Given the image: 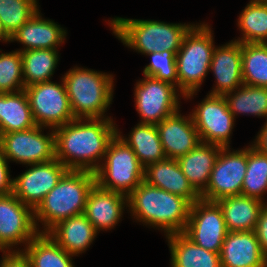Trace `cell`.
Instances as JSON below:
<instances>
[{"mask_svg":"<svg viewBox=\"0 0 267 267\" xmlns=\"http://www.w3.org/2000/svg\"><path fill=\"white\" fill-rule=\"evenodd\" d=\"M113 118H75L56 127L55 158L68 170L95 172L117 134Z\"/></svg>","mask_w":267,"mask_h":267,"instance_id":"6da1fadb","label":"cell"},{"mask_svg":"<svg viewBox=\"0 0 267 267\" xmlns=\"http://www.w3.org/2000/svg\"><path fill=\"white\" fill-rule=\"evenodd\" d=\"M127 206L137 222L164 231V235L184 232L191 203L182 196L143 181L127 197Z\"/></svg>","mask_w":267,"mask_h":267,"instance_id":"7a4b0ae2","label":"cell"},{"mask_svg":"<svg viewBox=\"0 0 267 267\" xmlns=\"http://www.w3.org/2000/svg\"><path fill=\"white\" fill-rule=\"evenodd\" d=\"M95 184L94 172L68 170L34 210L38 232L48 233L59 222L84 214L89 192Z\"/></svg>","mask_w":267,"mask_h":267,"instance_id":"3957f363","label":"cell"},{"mask_svg":"<svg viewBox=\"0 0 267 267\" xmlns=\"http://www.w3.org/2000/svg\"><path fill=\"white\" fill-rule=\"evenodd\" d=\"M108 22L123 45L143 55L163 50L177 54L185 34L194 25L123 17H114Z\"/></svg>","mask_w":267,"mask_h":267,"instance_id":"277c9868","label":"cell"},{"mask_svg":"<svg viewBox=\"0 0 267 267\" xmlns=\"http://www.w3.org/2000/svg\"><path fill=\"white\" fill-rule=\"evenodd\" d=\"M113 74L75 66L63 76L74 118H111L105 112L113 101Z\"/></svg>","mask_w":267,"mask_h":267,"instance_id":"5b68a950","label":"cell"},{"mask_svg":"<svg viewBox=\"0 0 267 267\" xmlns=\"http://www.w3.org/2000/svg\"><path fill=\"white\" fill-rule=\"evenodd\" d=\"M195 24L185 34L176 54L178 90L184 95L185 100L197 95L210 72L212 55L216 47L211 26L205 22Z\"/></svg>","mask_w":267,"mask_h":267,"instance_id":"8992f818","label":"cell"},{"mask_svg":"<svg viewBox=\"0 0 267 267\" xmlns=\"http://www.w3.org/2000/svg\"><path fill=\"white\" fill-rule=\"evenodd\" d=\"M94 173L100 188L127 197L144 181V167L118 134L109 143L103 161Z\"/></svg>","mask_w":267,"mask_h":267,"instance_id":"52a82bcc","label":"cell"},{"mask_svg":"<svg viewBox=\"0 0 267 267\" xmlns=\"http://www.w3.org/2000/svg\"><path fill=\"white\" fill-rule=\"evenodd\" d=\"M134 89V106L140 123H160L180 110V98H184L177 87L146 75L136 82Z\"/></svg>","mask_w":267,"mask_h":267,"instance_id":"ba28073f","label":"cell"},{"mask_svg":"<svg viewBox=\"0 0 267 267\" xmlns=\"http://www.w3.org/2000/svg\"><path fill=\"white\" fill-rule=\"evenodd\" d=\"M39 82L24 88L37 126L55 129L74 118L63 80Z\"/></svg>","mask_w":267,"mask_h":267,"instance_id":"9c48e42d","label":"cell"},{"mask_svg":"<svg viewBox=\"0 0 267 267\" xmlns=\"http://www.w3.org/2000/svg\"><path fill=\"white\" fill-rule=\"evenodd\" d=\"M47 127L34 126L24 131L0 134V148L8 161L23 165L44 163L55 159V132Z\"/></svg>","mask_w":267,"mask_h":267,"instance_id":"30bf717a","label":"cell"},{"mask_svg":"<svg viewBox=\"0 0 267 267\" xmlns=\"http://www.w3.org/2000/svg\"><path fill=\"white\" fill-rule=\"evenodd\" d=\"M222 147L213 166L206 189L201 199L216 202L222 198L241 195L247 170V147L232 150Z\"/></svg>","mask_w":267,"mask_h":267,"instance_id":"8fae6325","label":"cell"},{"mask_svg":"<svg viewBox=\"0 0 267 267\" xmlns=\"http://www.w3.org/2000/svg\"><path fill=\"white\" fill-rule=\"evenodd\" d=\"M190 115L201 142L230 147L236 119L229 111L223 95L207 93Z\"/></svg>","mask_w":267,"mask_h":267,"instance_id":"7c38bea8","label":"cell"},{"mask_svg":"<svg viewBox=\"0 0 267 267\" xmlns=\"http://www.w3.org/2000/svg\"><path fill=\"white\" fill-rule=\"evenodd\" d=\"M38 233L34 210L31 207L25 205L13 193L0 196L1 252L19 251L20 248H17L19 244L20 246L24 244L25 248Z\"/></svg>","mask_w":267,"mask_h":267,"instance_id":"4fadbf2b","label":"cell"},{"mask_svg":"<svg viewBox=\"0 0 267 267\" xmlns=\"http://www.w3.org/2000/svg\"><path fill=\"white\" fill-rule=\"evenodd\" d=\"M183 233L198 246L220 254L228 233L220 206L203 199L195 201Z\"/></svg>","mask_w":267,"mask_h":267,"instance_id":"5bb4252c","label":"cell"},{"mask_svg":"<svg viewBox=\"0 0 267 267\" xmlns=\"http://www.w3.org/2000/svg\"><path fill=\"white\" fill-rule=\"evenodd\" d=\"M27 166L29 169L14 178L13 194L35 210L68 169L56 158Z\"/></svg>","mask_w":267,"mask_h":267,"instance_id":"9a60e30c","label":"cell"},{"mask_svg":"<svg viewBox=\"0 0 267 267\" xmlns=\"http://www.w3.org/2000/svg\"><path fill=\"white\" fill-rule=\"evenodd\" d=\"M242 43L231 40L222 46H216L209 71L215 76V86L209 92L212 95H224L243 84Z\"/></svg>","mask_w":267,"mask_h":267,"instance_id":"2e32d148","label":"cell"},{"mask_svg":"<svg viewBox=\"0 0 267 267\" xmlns=\"http://www.w3.org/2000/svg\"><path fill=\"white\" fill-rule=\"evenodd\" d=\"M156 127L166 158L177 160L201 142L190 113L185 116L179 110Z\"/></svg>","mask_w":267,"mask_h":267,"instance_id":"e0dca14e","label":"cell"},{"mask_svg":"<svg viewBox=\"0 0 267 267\" xmlns=\"http://www.w3.org/2000/svg\"><path fill=\"white\" fill-rule=\"evenodd\" d=\"M127 207V196L102 189L95 184L89 192L84 215L99 233L114 229Z\"/></svg>","mask_w":267,"mask_h":267,"instance_id":"ac0fdd59","label":"cell"},{"mask_svg":"<svg viewBox=\"0 0 267 267\" xmlns=\"http://www.w3.org/2000/svg\"><path fill=\"white\" fill-rule=\"evenodd\" d=\"M221 267H267L254 231L228 232L220 251Z\"/></svg>","mask_w":267,"mask_h":267,"instance_id":"d6986e66","label":"cell"},{"mask_svg":"<svg viewBox=\"0 0 267 267\" xmlns=\"http://www.w3.org/2000/svg\"><path fill=\"white\" fill-rule=\"evenodd\" d=\"M38 10L10 37V42H20V52L33 49H58L67 37V31L51 19L42 17Z\"/></svg>","mask_w":267,"mask_h":267,"instance_id":"ffe728a7","label":"cell"},{"mask_svg":"<svg viewBox=\"0 0 267 267\" xmlns=\"http://www.w3.org/2000/svg\"><path fill=\"white\" fill-rule=\"evenodd\" d=\"M144 181L151 186L182 196L191 204L201 199V195L187 180L176 159L166 158L147 165L144 168Z\"/></svg>","mask_w":267,"mask_h":267,"instance_id":"44dd1931","label":"cell"},{"mask_svg":"<svg viewBox=\"0 0 267 267\" xmlns=\"http://www.w3.org/2000/svg\"><path fill=\"white\" fill-rule=\"evenodd\" d=\"M48 234L60 247L73 256L87 251L98 235L84 214L59 222Z\"/></svg>","mask_w":267,"mask_h":267,"instance_id":"7402d4cb","label":"cell"},{"mask_svg":"<svg viewBox=\"0 0 267 267\" xmlns=\"http://www.w3.org/2000/svg\"><path fill=\"white\" fill-rule=\"evenodd\" d=\"M221 146L200 142L177 162L193 188L201 194L207 187Z\"/></svg>","mask_w":267,"mask_h":267,"instance_id":"603a6c76","label":"cell"},{"mask_svg":"<svg viewBox=\"0 0 267 267\" xmlns=\"http://www.w3.org/2000/svg\"><path fill=\"white\" fill-rule=\"evenodd\" d=\"M220 206L228 232L254 231L261 209L266 204L243 195L222 198Z\"/></svg>","mask_w":267,"mask_h":267,"instance_id":"cb8c5ba5","label":"cell"},{"mask_svg":"<svg viewBox=\"0 0 267 267\" xmlns=\"http://www.w3.org/2000/svg\"><path fill=\"white\" fill-rule=\"evenodd\" d=\"M170 251V267H221L220 254L208 251L183 232L165 237Z\"/></svg>","mask_w":267,"mask_h":267,"instance_id":"d4e9b609","label":"cell"},{"mask_svg":"<svg viewBox=\"0 0 267 267\" xmlns=\"http://www.w3.org/2000/svg\"><path fill=\"white\" fill-rule=\"evenodd\" d=\"M36 126L24 90L0 93V134L24 131Z\"/></svg>","mask_w":267,"mask_h":267,"instance_id":"484cf974","label":"cell"},{"mask_svg":"<svg viewBox=\"0 0 267 267\" xmlns=\"http://www.w3.org/2000/svg\"><path fill=\"white\" fill-rule=\"evenodd\" d=\"M117 129V134L132 148L139 162L145 168L151 163L166 159L156 125L138 123L132 128L128 137Z\"/></svg>","mask_w":267,"mask_h":267,"instance_id":"4316f807","label":"cell"},{"mask_svg":"<svg viewBox=\"0 0 267 267\" xmlns=\"http://www.w3.org/2000/svg\"><path fill=\"white\" fill-rule=\"evenodd\" d=\"M31 267H75L73 258L48 233H38L25 248L19 250Z\"/></svg>","mask_w":267,"mask_h":267,"instance_id":"83f0119b","label":"cell"},{"mask_svg":"<svg viewBox=\"0 0 267 267\" xmlns=\"http://www.w3.org/2000/svg\"><path fill=\"white\" fill-rule=\"evenodd\" d=\"M229 111L237 115H253L267 120V87L242 84L239 88L223 95Z\"/></svg>","mask_w":267,"mask_h":267,"instance_id":"f1b7e54d","label":"cell"},{"mask_svg":"<svg viewBox=\"0 0 267 267\" xmlns=\"http://www.w3.org/2000/svg\"><path fill=\"white\" fill-rule=\"evenodd\" d=\"M59 49H33L20 52L25 87L52 80L59 62Z\"/></svg>","mask_w":267,"mask_h":267,"instance_id":"f546056e","label":"cell"},{"mask_svg":"<svg viewBox=\"0 0 267 267\" xmlns=\"http://www.w3.org/2000/svg\"><path fill=\"white\" fill-rule=\"evenodd\" d=\"M240 43H267V1L250 0L237 19Z\"/></svg>","mask_w":267,"mask_h":267,"instance_id":"4dcf8cb0","label":"cell"},{"mask_svg":"<svg viewBox=\"0 0 267 267\" xmlns=\"http://www.w3.org/2000/svg\"><path fill=\"white\" fill-rule=\"evenodd\" d=\"M243 84L267 87V43H242Z\"/></svg>","mask_w":267,"mask_h":267,"instance_id":"1f68e13d","label":"cell"},{"mask_svg":"<svg viewBox=\"0 0 267 267\" xmlns=\"http://www.w3.org/2000/svg\"><path fill=\"white\" fill-rule=\"evenodd\" d=\"M267 155L251 145L247 146V170L242 184L241 195L259 199L267 204Z\"/></svg>","mask_w":267,"mask_h":267,"instance_id":"d6a6232c","label":"cell"},{"mask_svg":"<svg viewBox=\"0 0 267 267\" xmlns=\"http://www.w3.org/2000/svg\"><path fill=\"white\" fill-rule=\"evenodd\" d=\"M38 10L37 0H0L1 26L11 37Z\"/></svg>","mask_w":267,"mask_h":267,"instance_id":"836d02e7","label":"cell"},{"mask_svg":"<svg viewBox=\"0 0 267 267\" xmlns=\"http://www.w3.org/2000/svg\"><path fill=\"white\" fill-rule=\"evenodd\" d=\"M24 88L20 51L3 53L0 49V93L18 92Z\"/></svg>","mask_w":267,"mask_h":267,"instance_id":"e575fe53","label":"cell"},{"mask_svg":"<svg viewBox=\"0 0 267 267\" xmlns=\"http://www.w3.org/2000/svg\"><path fill=\"white\" fill-rule=\"evenodd\" d=\"M146 56H150L151 62L143 69V75L154 77L178 88L176 54L163 50Z\"/></svg>","mask_w":267,"mask_h":267,"instance_id":"d590c367","label":"cell"},{"mask_svg":"<svg viewBox=\"0 0 267 267\" xmlns=\"http://www.w3.org/2000/svg\"><path fill=\"white\" fill-rule=\"evenodd\" d=\"M14 178H11L9 170V161L0 148V196H6L13 193Z\"/></svg>","mask_w":267,"mask_h":267,"instance_id":"8d00e7d4","label":"cell"},{"mask_svg":"<svg viewBox=\"0 0 267 267\" xmlns=\"http://www.w3.org/2000/svg\"><path fill=\"white\" fill-rule=\"evenodd\" d=\"M254 232L259 241L261 251L267 257V204L261 209Z\"/></svg>","mask_w":267,"mask_h":267,"instance_id":"74e56055","label":"cell"},{"mask_svg":"<svg viewBox=\"0 0 267 267\" xmlns=\"http://www.w3.org/2000/svg\"><path fill=\"white\" fill-rule=\"evenodd\" d=\"M0 267H31L22 251L2 252Z\"/></svg>","mask_w":267,"mask_h":267,"instance_id":"f35d334b","label":"cell"},{"mask_svg":"<svg viewBox=\"0 0 267 267\" xmlns=\"http://www.w3.org/2000/svg\"><path fill=\"white\" fill-rule=\"evenodd\" d=\"M250 145L260 153L267 155V120Z\"/></svg>","mask_w":267,"mask_h":267,"instance_id":"ab89813d","label":"cell"},{"mask_svg":"<svg viewBox=\"0 0 267 267\" xmlns=\"http://www.w3.org/2000/svg\"><path fill=\"white\" fill-rule=\"evenodd\" d=\"M0 41H3V43L10 42V37L5 33V31L3 30L1 23H0Z\"/></svg>","mask_w":267,"mask_h":267,"instance_id":"60d3db41","label":"cell"}]
</instances>
